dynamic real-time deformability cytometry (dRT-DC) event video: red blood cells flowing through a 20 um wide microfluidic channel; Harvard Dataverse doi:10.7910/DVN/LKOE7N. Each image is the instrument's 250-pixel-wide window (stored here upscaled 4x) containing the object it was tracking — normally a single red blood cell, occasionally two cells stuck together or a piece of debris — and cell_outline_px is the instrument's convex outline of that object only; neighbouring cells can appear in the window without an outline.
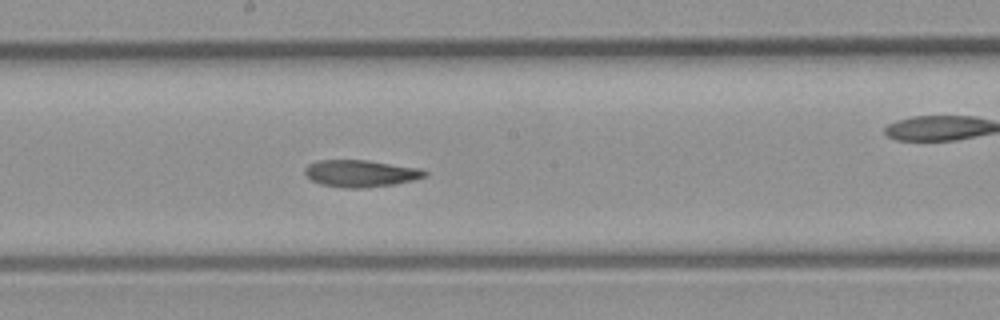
{"species": "common noctule bat (a hibernating species)", "species_latin": "Nyctalus noctula", "temperature_condition": "room temperature", "stored_images_in_passage": 31, "camera_frame_rate_fps": 3000, "um_per_image_px": 0.085, "animal": {"sex": "male", "body_mass_g": 23.1, "forearm_length_mm": 52.7}, "frame": {"image": 1, "passage_image": 14, "time_ms": 4.333, "image_size_px": [1000, 320], "cell_outline_px": [[428, 176], [412, 180], [392, 184], [364, 188], [340, 188], [320, 184], [312, 180], [304, 172], [304, 168], [308, 164], [316, 160], [368, 160], [420, 168], [428, 172]], "centroid_in_image_um": [30.64, 14.74], "position_along_channel_um": 217.6, "area_um2": 18.96}}
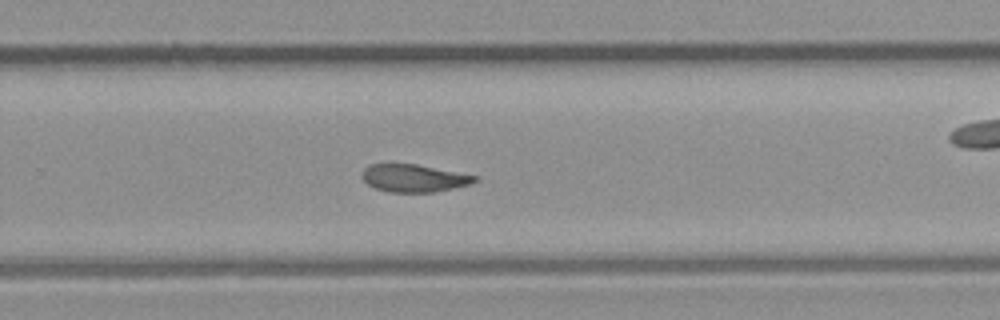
{"frame": {"image": 2, "passage_image": 18, "time_ms": 5.667, "image_size_px": [1000, 320], "cell_outline_px": [[480, 180], [472, 184], [436, 192], [388, 192], [376, 188], [368, 184], [364, 180], [360, 172], [368, 164], [392, 160], [416, 164], [476, 176]], "centroid_in_image_um": [35.11, 15.1], "position_along_channel_um": 294.7, "area_um2": 18.84}}
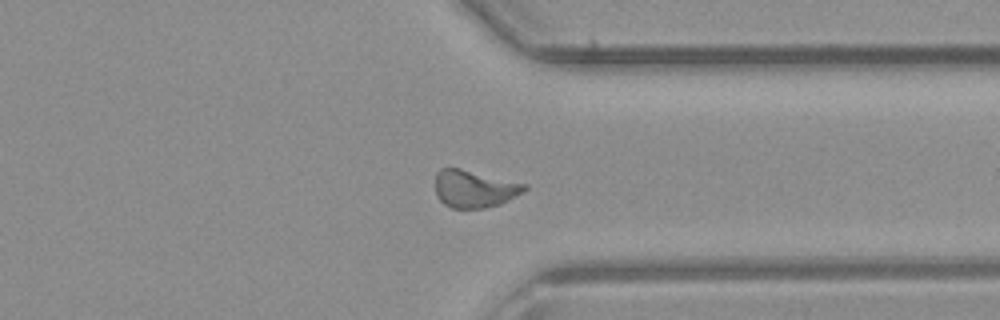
{"frame": {"image": 3, "passage_image": 22, "time_ms": 7.0, "image_size_px": [1000, 320], "cell_outline_px": [[528, 188], [524, 192], [500, 204], [484, 208], [452, 208], [444, 204], [436, 196], [436, 172], [440, 168], [460, 168], [528, 184]], "centroid_in_image_um": [40.33, 16.04], "position_along_channel_um": 371.1, "area_um2": 19.54}}